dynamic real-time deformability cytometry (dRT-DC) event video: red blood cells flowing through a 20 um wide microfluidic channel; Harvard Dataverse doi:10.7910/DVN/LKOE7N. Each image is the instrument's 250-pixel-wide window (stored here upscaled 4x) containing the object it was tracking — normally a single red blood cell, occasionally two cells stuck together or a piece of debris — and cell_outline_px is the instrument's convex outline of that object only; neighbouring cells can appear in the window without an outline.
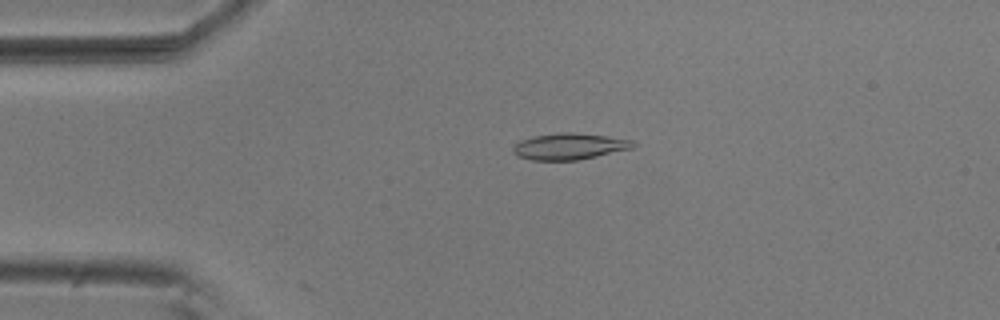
{"species": "common noctule bat (a hibernating species)", "species_latin": "Nyctalus noctula", "temperature_condition": "room temperature", "stored_images_in_passage": 33, "camera_frame_rate_fps": 3000, "um_per_image_px": 0.085, "animal": {"sex": "male", "body_mass_g": 20.5, "forearm_length_mm": 52.5}, "frame": {"image": 1, "passage_image": 12, "time_ms": 3.667, "image_size_px": [1000, 320], "cell_outline_px": [[636, 144], [632, 148], [596, 156], [576, 160], [532, 160], [516, 156], [512, 152], [512, 148], [520, 140], [532, 136], [560, 132], [572, 132], [608, 136], [632, 140]], "centroid_in_image_um": [48.35, 12.43], "position_along_channel_um": 36.6, "area_um2": 18.44}}
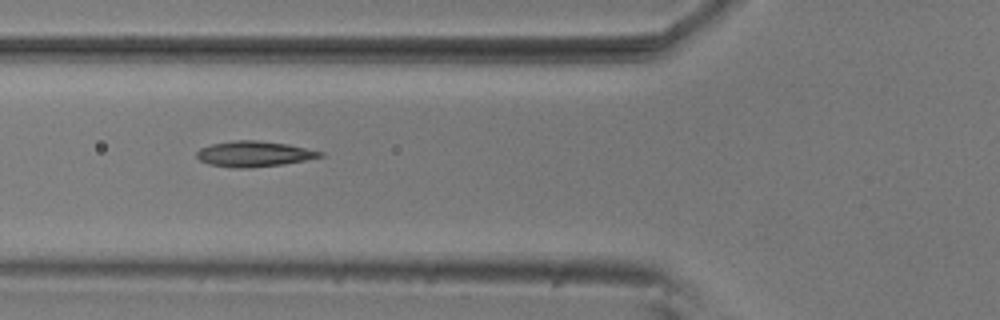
{"frame": {"image": 2, "passage_image": 20, "time_ms": 6.333, "image_size_px": [1000, 320], "cell_outline_px": [[324, 156], [304, 160], [280, 164], [252, 168], [236, 168], [208, 164], [200, 160], [196, 156], [196, 152], [200, 148], [212, 144], [232, 140], [256, 140], [288, 144], [324, 152]], "centroid_in_image_um": [21.57, 13.08], "position_along_channel_um": 104.2, "area_um2": 18.32}}
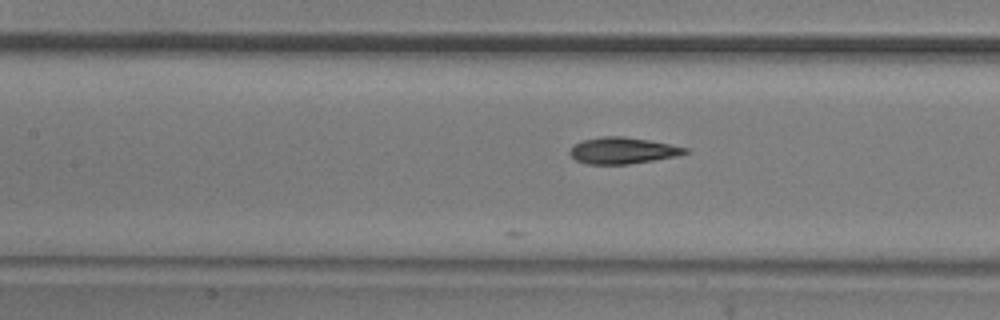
{"frame": {"image": 3, "passage_image": 24, "time_ms": 7.667, "image_size_px": [1000, 320], "cell_outline_px": [[688, 152], [676, 156], [628, 164], [588, 164], [576, 160], [568, 152], [576, 144], [584, 140], [604, 136], [624, 136], [648, 140], [688, 148]], "centroid_in_image_um": [52.92, 12.8], "position_along_channel_um": 154.5, "area_um2": 17.4}}